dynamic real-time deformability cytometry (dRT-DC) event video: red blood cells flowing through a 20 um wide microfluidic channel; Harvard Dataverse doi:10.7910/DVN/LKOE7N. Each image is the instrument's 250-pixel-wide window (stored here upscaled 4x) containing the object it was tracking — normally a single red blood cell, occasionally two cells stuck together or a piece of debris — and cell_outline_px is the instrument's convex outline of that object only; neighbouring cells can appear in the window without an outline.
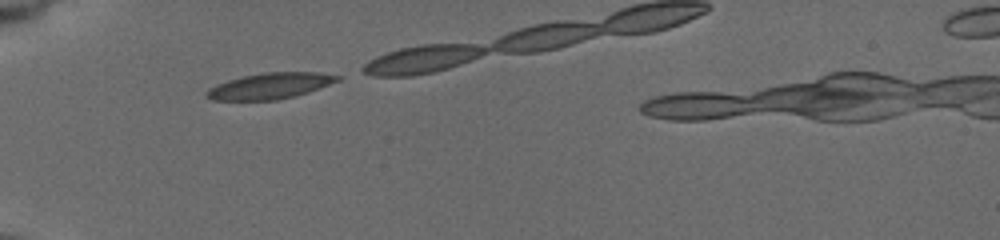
{"species": "common noctule bat (a hibernating species)", "species_latin": "Nyctalus noctula", "temperature_condition": "cold", "stored_images_in_passage": 7, "camera_frame_rate_fps": 3000, "um_per_image_px": 0.085, "animal": {"sex": "female", "body_mass_g": 19.5, "forearm_length_mm": 54.1}, "frame": {"image": 1, "passage_image": 1, "time_ms": 0.0, "image_size_px": [1000, 240], "cell_outline_px": [[340, 80], [308, 92], [296, 96], [276, 100], [212, 100], [204, 96], [204, 92], [208, 88], [216, 84], [228, 80], [244, 76], [264, 72], [320, 72], [340, 76]], "centroid_in_image_um": [22.91, 7.3], "position_along_channel_um": 62.1, "area_um2": 19.88}}